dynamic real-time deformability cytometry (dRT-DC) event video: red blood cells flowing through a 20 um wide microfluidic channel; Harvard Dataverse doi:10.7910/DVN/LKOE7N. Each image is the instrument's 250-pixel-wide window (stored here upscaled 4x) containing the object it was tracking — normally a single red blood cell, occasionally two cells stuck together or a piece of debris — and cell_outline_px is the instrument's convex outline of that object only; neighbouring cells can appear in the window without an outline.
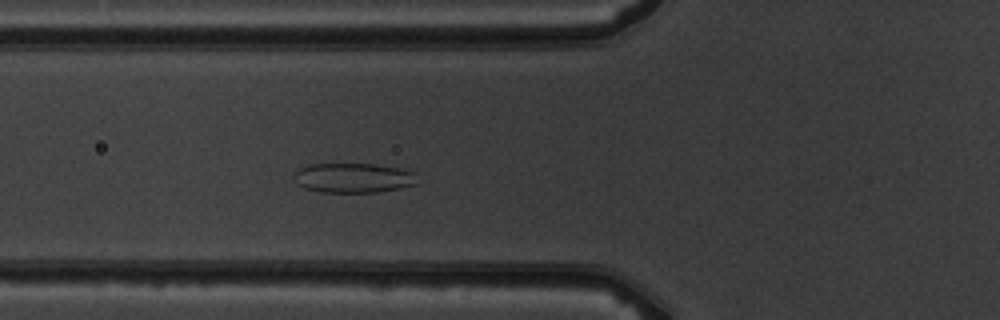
{"species": "common noctule bat (a hibernating species)", "species_latin": "Nyctalus noctula", "temperature_condition": "warm", "stored_images_in_passage": 5, "camera_frame_rate_fps": 3000, "um_per_image_px": 0.085, "animal": {"sex": "male", "body_mass_g": 19.5, "forearm_length_mm": 54.6}, "frame": {"image": 1, "passage_image": 5, "time_ms": 4.667, "image_size_px": [1000, 320], "cell_outline_px": [[416, 184], [400, 188], [376, 192], [320, 192], [304, 188], [296, 184], [296, 172], [300, 168], [312, 164], [376, 164], [404, 168], [416, 172]], "centroid_in_image_um": [30.09, 15.11], "position_along_channel_um": 95.7, "area_um2": 21.39}}